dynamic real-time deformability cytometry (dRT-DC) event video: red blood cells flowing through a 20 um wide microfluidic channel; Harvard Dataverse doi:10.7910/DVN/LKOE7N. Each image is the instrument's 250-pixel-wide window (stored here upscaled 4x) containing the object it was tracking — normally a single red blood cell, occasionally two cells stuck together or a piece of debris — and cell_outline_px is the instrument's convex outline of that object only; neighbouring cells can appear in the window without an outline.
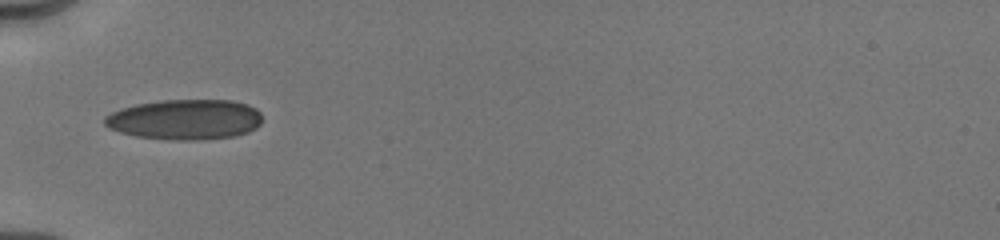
{"species": "human", "species_latin": "Homo sapiens", "temperature_condition": "cold", "stored_images_in_passage": 28, "camera_frame_rate_fps": 3000, "um_per_image_px": 0.085, "donor": {"sex": "male"}, "frame": {"image": 1, "passage_image": 1, "time_ms": 0.0, "image_size_px": [1000, 240], "cell_outline_px": [[260, 124], [256, 128], [248, 132], [236, 136], [196, 140], [176, 140], [136, 136], [120, 132], [108, 128], [104, 124], [104, 116], [120, 108], [136, 104], [160, 100], [232, 100], [248, 104], [256, 108], [260, 112]], "centroid_in_image_um": [15.72, 10.15], "position_along_channel_um": 69.3, "area_um2": 37.17}}
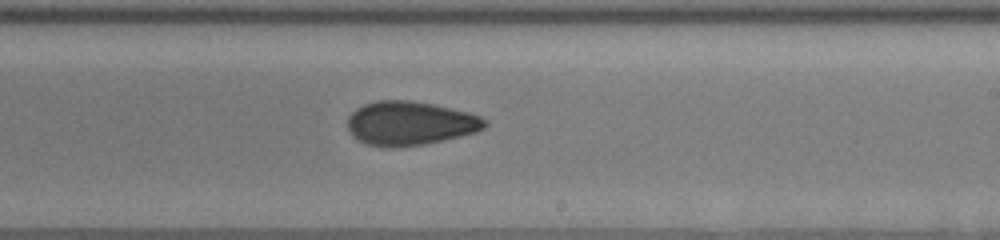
{"frame": {"image": 2, "passage_image": 13, "time_ms": 4.667, "image_size_px": [1000, 240], "cell_outline_px": [[488, 124], [484, 128], [476, 132], [460, 136], [424, 144], [392, 148], [388, 148], [368, 144], [352, 136], [348, 128], [348, 116], [356, 108], [364, 104], [376, 100], [412, 100], [432, 104], [468, 112], [480, 116], [488, 120]], "centroid_in_image_um": [34.85, 10.47], "position_along_channel_um": 254.2, "area_um2": 35.2}}
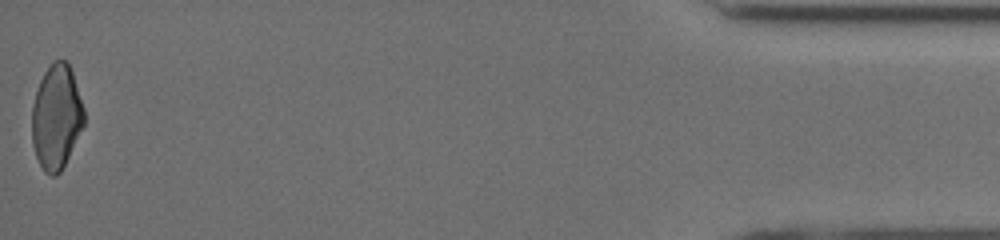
{"frame": {"image": 3, "passage_image": 28, "time_ms": 11.0, "image_size_px": [1000, 240], "cell_outline_px": [[84, 124], [60, 172], [56, 176], [52, 176], [44, 172], [36, 156], [32, 144], [32, 108], [36, 92], [40, 80], [44, 72], [52, 60], [68, 60], [84, 108]], "centroid_in_image_um": [4.78, 9.92], "position_along_channel_um": 430.4, "area_um2": 31.62}, "authors_computed_cell_mechanics": {"area_um2": 34.391, "velocity_mm_per_s": 4.0352, "shape_relaxation_time_tau1_ms": null, "shape_relaxation_time_tau2_ms": 2.0433, "deformation_change_tau1": null, "deformation_change_tau2": 0.0742}}